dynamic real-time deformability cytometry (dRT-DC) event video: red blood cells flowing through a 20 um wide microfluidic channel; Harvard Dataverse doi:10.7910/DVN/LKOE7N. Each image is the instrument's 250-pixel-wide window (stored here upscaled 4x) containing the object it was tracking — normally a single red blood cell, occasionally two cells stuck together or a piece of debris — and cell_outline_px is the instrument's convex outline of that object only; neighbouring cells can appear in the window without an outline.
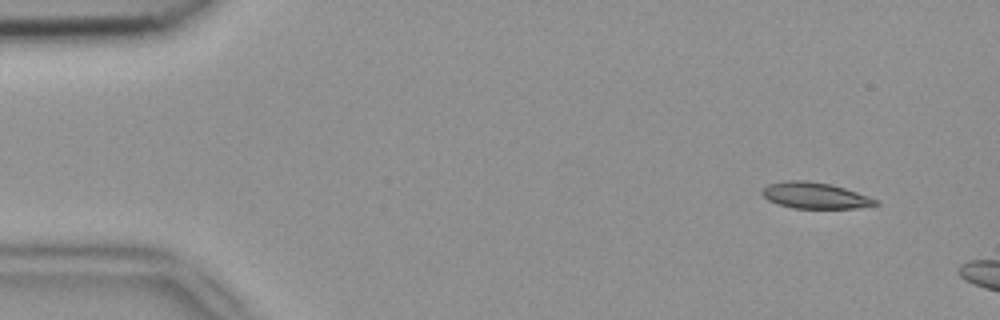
{"species": "common noctule bat (a hibernating species)", "species_latin": "Nyctalus noctula", "temperature_condition": "room temperature", "stored_images_in_passage": 5, "camera_frame_rate_fps": 3000, "um_per_image_px": 0.085, "animal": {"sex": "female", "body_mass_g": 18.4}, "frame": {"image": 1, "passage_image": 1, "time_ms": 0.0, "image_size_px": [1000, 320], "cell_outline_px": [[880, 204], [856, 208], [792, 208], [768, 200], [760, 192], [768, 184], [784, 180], [808, 180], [832, 184], [880, 200]], "centroid_in_image_um": [69.28, 16.61], "position_along_channel_um": 15.7, "area_um2": 17.34}}